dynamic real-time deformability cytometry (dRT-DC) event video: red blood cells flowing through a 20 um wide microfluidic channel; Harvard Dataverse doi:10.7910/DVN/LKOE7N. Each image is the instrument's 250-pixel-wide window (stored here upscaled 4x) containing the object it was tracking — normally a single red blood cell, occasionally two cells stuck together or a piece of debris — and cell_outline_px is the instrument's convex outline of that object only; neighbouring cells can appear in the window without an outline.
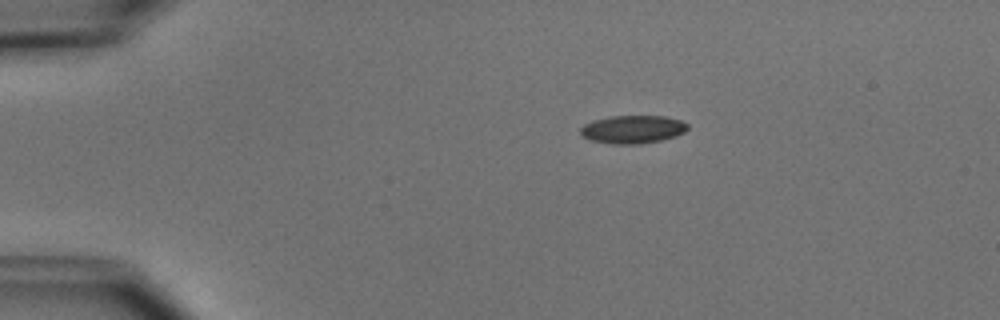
{"species": "common noctule bat (a hibernating species)", "species_latin": "Nyctalus noctula", "temperature_condition": "cold", "stored_images_in_passage": 4, "camera_frame_rate_fps": 3000, "um_per_image_px": 0.085, "animal": {"sex": "male", "body_mass_g": 15.6}, "frame": {"image": 1, "passage_image": 1, "time_ms": 0.0, "image_size_px": [1000, 320], "cell_outline_px": [[688, 128], [684, 132], [676, 136], [660, 140], [640, 144], [612, 144], [592, 140], [580, 136], [580, 128], [584, 124], [592, 120], [608, 116], [664, 116], [680, 120], [688, 124]], "centroid_in_image_um": [53.75, 10.99], "position_along_channel_um": 31.3, "area_um2": 17.63}}
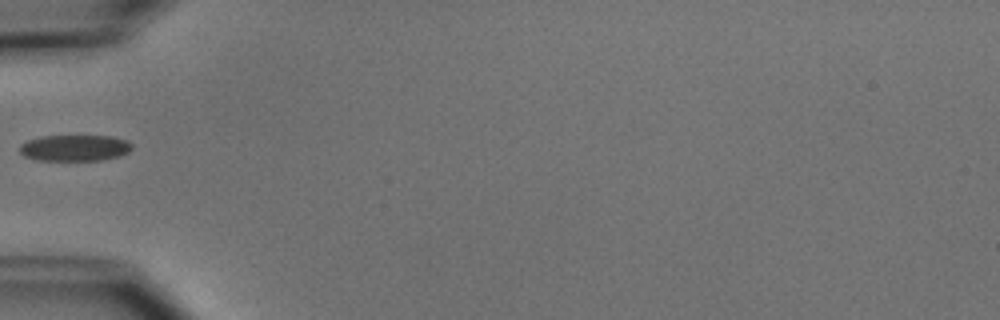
{"frame": {"image": 2, "passage_image": 3, "time_ms": 2.667, "image_size_px": [1000, 320], "cell_outline_px": [[132, 148], [128, 152], [120, 156], [100, 160], [36, 160], [24, 156], [20, 152], [20, 144], [28, 140], [40, 136], [112, 136], [128, 140], [132, 144]], "centroid_in_image_um": [6.36, 12.57], "position_along_channel_um": 78.6, "area_um2": 17.22}}